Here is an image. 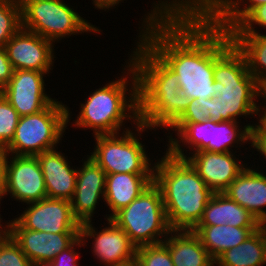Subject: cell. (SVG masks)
<instances>
[{
	"mask_svg": "<svg viewBox=\"0 0 266 266\" xmlns=\"http://www.w3.org/2000/svg\"><path fill=\"white\" fill-rule=\"evenodd\" d=\"M158 2L144 15L140 39L175 72L189 99L214 98V22L194 6Z\"/></svg>",
	"mask_w": 266,
	"mask_h": 266,
	"instance_id": "obj_1",
	"label": "cell"
},
{
	"mask_svg": "<svg viewBox=\"0 0 266 266\" xmlns=\"http://www.w3.org/2000/svg\"><path fill=\"white\" fill-rule=\"evenodd\" d=\"M136 46L129 58L138 76L139 123L135 131L137 136L157 127L168 131L188 108L190 99L180 91L175 72L140 38Z\"/></svg>",
	"mask_w": 266,
	"mask_h": 266,
	"instance_id": "obj_2",
	"label": "cell"
},
{
	"mask_svg": "<svg viewBox=\"0 0 266 266\" xmlns=\"http://www.w3.org/2000/svg\"><path fill=\"white\" fill-rule=\"evenodd\" d=\"M214 80L215 96L208 99L210 119L237 121L238 116L259 115L260 106L255 100L259 98V83L249 73L244 55L229 33L215 23Z\"/></svg>",
	"mask_w": 266,
	"mask_h": 266,
	"instance_id": "obj_3",
	"label": "cell"
},
{
	"mask_svg": "<svg viewBox=\"0 0 266 266\" xmlns=\"http://www.w3.org/2000/svg\"><path fill=\"white\" fill-rule=\"evenodd\" d=\"M165 152L154 163L153 182L161 190L171 229L193 230L214 192L186 159Z\"/></svg>",
	"mask_w": 266,
	"mask_h": 266,
	"instance_id": "obj_4",
	"label": "cell"
},
{
	"mask_svg": "<svg viewBox=\"0 0 266 266\" xmlns=\"http://www.w3.org/2000/svg\"><path fill=\"white\" fill-rule=\"evenodd\" d=\"M126 63V74L132 76L131 83H128L129 80L127 81V76L123 73L125 77L108 82L90 93L85 102L80 104V112L73 123L75 127L91 128L94 131L93 136L117 133L120 135L119 131L126 118L132 119L133 125L139 123L138 76L133 64L130 61Z\"/></svg>",
	"mask_w": 266,
	"mask_h": 266,
	"instance_id": "obj_5",
	"label": "cell"
},
{
	"mask_svg": "<svg viewBox=\"0 0 266 266\" xmlns=\"http://www.w3.org/2000/svg\"><path fill=\"white\" fill-rule=\"evenodd\" d=\"M111 220L124 230L137 248L162 243L172 231L161 190L154 182Z\"/></svg>",
	"mask_w": 266,
	"mask_h": 266,
	"instance_id": "obj_6",
	"label": "cell"
},
{
	"mask_svg": "<svg viewBox=\"0 0 266 266\" xmlns=\"http://www.w3.org/2000/svg\"><path fill=\"white\" fill-rule=\"evenodd\" d=\"M238 123L239 120L217 122L212 119L200 123H173L168 129L175 131L178 137L173 139L172 134L167 136V151L174 157L185 159L187 154L180 145L183 143V146L188 144L186 148L191 147L193 152L189 155L200 151L232 152L229 149L234 145L249 141V129L253 126L248 123L242 130Z\"/></svg>",
	"mask_w": 266,
	"mask_h": 266,
	"instance_id": "obj_7",
	"label": "cell"
},
{
	"mask_svg": "<svg viewBox=\"0 0 266 266\" xmlns=\"http://www.w3.org/2000/svg\"><path fill=\"white\" fill-rule=\"evenodd\" d=\"M70 113L67 106L55 100L35 114L21 116L5 153L36 156L57 147L71 120Z\"/></svg>",
	"mask_w": 266,
	"mask_h": 266,
	"instance_id": "obj_8",
	"label": "cell"
},
{
	"mask_svg": "<svg viewBox=\"0 0 266 266\" xmlns=\"http://www.w3.org/2000/svg\"><path fill=\"white\" fill-rule=\"evenodd\" d=\"M22 28L51 42L79 33H100L63 0H25L21 9Z\"/></svg>",
	"mask_w": 266,
	"mask_h": 266,
	"instance_id": "obj_9",
	"label": "cell"
},
{
	"mask_svg": "<svg viewBox=\"0 0 266 266\" xmlns=\"http://www.w3.org/2000/svg\"><path fill=\"white\" fill-rule=\"evenodd\" d=\"M92 158L106 174L154 173V164L146 154L145 145L130 128L122 134L95 135ZM152 166V167H151Z\"/></svg>",
	"mask_w": 266,
	"mask_h": 266,
	"instance_id": "obj_10",
	"label": "cell"
},
{
	"mask_svg": "<svg viewBox=\"0 0 266 266\" xmlns=\"http://www.w3.org/2000/svg\"><path fill=\"white\" fill-rule=\"evenodd\" d=\"M9 155L5 159V196L27 205L47 198L46 185L36 156Z\"/></svg>",
	"mask_w": 266,
	"mask_h": 266,
	"instance_id": "obj_11",
	"label": "cell"
},
{
	"mask_svg": "<svg viewBox=\"0 0 266 266\" xmlns=\"http://www.w3.org/2000/svg\"><path fill=\"white\" fill-rule=\"evenodd\" d=\"M24 229L47 233H80V222L74 217L71 201L44 198L30 203L14 218Z\"/></svg>",
	"mask_w": 266,
	"mask_h": 266,
	"instance_id": "obj_12",
	"label": "cell"
},
{
	"mask_svg": "<svg viewBox=\"0 0 266 266\" xmlns=\"http://www.w3.org/2000/svg\"><path fill=\"white\" fill-rule=\"evenodd\" d=\"M49 72L14 70L8 84L0 91L18 115L35 114L55 100L45 91V77Z\"/></svg>",
	"mask_w": 266,
	"mask_h": 266,
	"instance_id": "obj_13",
	"label": "cell"
},
{
	"mask_svg": "<svg viewBox=\"0 0 266 266\" xmlns=\"http://www.w3.org/2000/svg\"><path fill=\"white\" fill-rule=\"evenodd\" d=\"M54 44L22 27L6 43L5 49L14 70L50 72L54 65ZM54 60V61H53Z\"/></svg>",
	"mask_w": 266,
	"mask_h": 266,
	"instance_id": "obj_14",
	"label": "cell"
},
{
	"mask_svg": "<svg viewBox=\"0 0 266 266\" xmlns=\"http://www.w3.org/2000/svg\"><path fill=\"white\" fill-rule=\"evenodd\" d=\"M107 227L96 232L92 222L80 225V237L83 241L93 238V255L105 266H114L129 262L136 258L137 247L132 243L123 229L119 228L111 219L107 220ZM95 253V254H94Z\"/></svg>",
	"mask_w": 266,
	"mask_h": 266,
	"instance_id": "obj_15",
	"label": "cell"
},
{
	"mask_svg": "<svg viewBox=\"0 0 266 266\" xmlns=\"http://www.w3.org/2000/svg\"><path fill=\"white\" fill-rule=\"evenodd\" d=\"M234 154L200 151L185 159L214 193H224L247 166L238 161Z\"/></svg>",
	"mask_w": 266,
	"mask_h": 266,
	"instance_id": "obj_16",
	"label": "cell"
},
{
	"mask_svg": "<svg viewBox=\"0 0 266 266\" xmlns=\"http://www.w3.org/2000/svg\"><path fill=\"white\" fill-rule=\"evenodd\" d=\"M11 236L20 245L25 256L33 263L51 262L60 252L70 247L80 233H47L24 229L11 220Z\"/></svg>",
	"mask_w": 266,
	"mask_h": 266,
	"instance_id": "obj_17",
	"label": "cell"
},
{
	"mask_svg": "<svg viewBox=\"0 0 266 266\" xmlns=\"http://www.w3.org/2000/svg\"><path fill=\"white\" fill-rule=\"evenodd\" d=\"M83 162L82 167L77 168L76 188L71 200L73 215L80 224L92 221L99 199H104L107 177L92 158L87 157Z\"/></svg>",
	"mask_w": 266,
	"mask_h": 266,
	"instance_id": "obj_18",
	"label": "cell"
},
{
	"mask_svg": "<svg viewBox=\"0 0 266 266\" xmlns=\"http://www.w3.org/2000/svg\"><path fill=\"white\" fill-rule=\"evenodd\" d=\"M44 176L47 197L71 201L75 193L77 169L56 148L36 155Z\"/></svg>",
	"mask_w": 266,
	"mask_h": 266,
	"instance_id": "obj_19",
	"label": "cell"
},
{
	"mask_svg": "<svg viewBox=\"0 0 266 266\" xmlns=\"http://www.w3.org/2000/svg\"><path fill=\"white\" fill-rule=\"evenodd\" d=\"M224 193L266 225V174L246 167Z\"/></svg>",
	"mask_w": 266,
	"mask_h": 266,
	"instance_id": "obj_20",
	"label": "cell"
},
{
	"mask_svg": "<svg viewBox=\"0 0 266 266\" xmlns=\"http://www.w3.org/2000/svg\"><path fill=\"white\" fill-rule=\"evenodd\" d=\"M171 3L174 6H194L219 28L229 32L255 7L265 4L266 0H172Z\"/></svg>",
	"mask_w": 266,
	"mask_h": 266,
	"instance_id": "obj_21",
	"label": "cell"
},
{
	"mask_svg": "<svg viewBox=\"0 0 266 266\" xmlns=\"http://www.w3.org/2000/svg\"><path fill=\"white\" fill-rule=\"evenodd\" d=\"M154 173L107 174L104 202L111 210L105 219H111L118 211L127 207L153 183Z\"/></svg>",
	"mask_w": 266,
	"mask_h": 266,
	"instance_id": "obj_22",
	"label": "cell"
},
{
	"mask_svg": "<svg viewBox=\"0 0 266 266\" xmlns=\"http://www.w3.org/2000/svg\"><path fill=\"white\" fill-rule=\"evenodd\" d=\"M236 227H262L263 225L244 207L231 200L225 193H214L205 206L197 226L224 225Z\"/></svg>",
	"mask_w": 266,
	"mask_h": 266,
	"instance_id": "obj_23",
	"label": "cell"
},
{
	"mask_svg": "<svg viewBox=\"0 0 266 266\" xmlns=\"http://www.w3.org/2000/svg\"><path fill=\"white\" fill-rule=\"evenodd\" d=\"M174 266H215V261L193 230H172L163 241Z\"/></svg>",
	"mask_w": 266,
	"mask_h": 266,
	"instance_id": "obj_24",
	"label": "cell"
},
{
	"mask_svg": "<svg viewBox=\"0 0 266 266\" xmlns=\"http://www.w3.org/2000/svg\"><path fill=\"white\" fill-rule=\"evenodd\" d=\"M260 227H236L224 225L196 226L193 231L215 261L225 251L242 244Z\"/></svg>",
	"mask_w": 266,
	"mask_h": 266,
	"instance_id": "obj_25",
	"label": "cell"
},
{
	"mask_svg": "<svg viewBox=\"0 0 266 266\" xmlns=\"http://www.w3.org/2000/svg\"><path fill=\"white\" fill-rule=\"evenodd\" d=\"M218 266H263L266 264V225L260 227L242 244L222 253Z\"/></svg>",
	"mask_w": 266,
	"mask_h": 266,
	"instance_id": "obj_26",
	"label": "cell"
},
{
	"mask_svg": "<svg viewBox=\"0 0 266 266\" xmlns=\"http://www.w3.org/2000/svg\"><path fill=\"white\" fill-rule=\"evenodd\" d=\"M244 55L249 73L258 83L266 80V34H229Z\"/></svg>",
	"mask_w": 266,
	"mask_h": 266,
	"instance_id": "obj_27",
	"label": "cell"
},
{
	"mask_svg": "<svg viewBox=\"0 0 266 266\" xmlns=\"http://www.w3.org/2000/svg\"><path fill=\"white\" fill-rule=\"evenodd\" d=\"M20 116L0 92V151L6 152L14 137Z\"/></svg>",
	"mask_w": 266,
	"mask_h": 266,
	"instance_id": "obj_28",
	"label": "cell"
},
{
	"mask_svg": "<svg viewBox=\"0 0 266 266\" xmlns=\"http://www.w3.org/2000/svg\"><path fill=\"white\" fill-rule=\"evenodd\" d=\"M136 259L139 266H174L169 248L164 242L138 247Z\"/></svg>",
	"mask_w": 266,
	"mask_h": 266,
	"instance_id": "obj_29",
	"label": "cell"
},
{
	"mask_svg": "<svg viewBox=\"0 0 266 266\" xmlns=\"http://www.w3.org/2000/svg\"><path fill=\"white\" fill-rule=\"evenodd\" d=\"M21 27V8L0 4V47H5Z\"/></svg>",
	"mask_w": 266,
	"mask_h": 266,
	"instance_id": "obj_30",
	"label": "cell"
},
{
	"mask_svg": "<svg viewBox=\"0 0 266 266\" xmlns=\"http://www.w3.org/2000/svg\"><path fill=\"white\" fill-rule=\"evenodd\" d=\"M20 245L10 236L0 243V266H33Z\"/></svg>",
	"mask_w": 266,
	"mask_h": 266,
	"instance_id": "obj_31",
	"label": "cell"
},
{
	"mask_svg": "<svg viewBox=\"0 0 266 266\" xmlns=\"http://www.w3.org/2000/svg\"><path fill=\"white\" fill-rule=\"evenodd\" d=\"M266 28V3L255 7L229 34H255V25Z\"/></svg>",
	"mask_w": 266,
	"mask_h": 266,
	"instance_id": "obj_32",
	"label": "cell"
},
{
	"mask_svg": "<svg viewBox=\"0 0 266 266\" xmlns=\"http://www.w3.org/2000/svg\"><path fill=\"white\" fill-rule=\"evenodd\" d=\"M207 119H210L208 99L204 101L190 99L188 108L174 123H200Z\"/></svg>",
	"mask_w": 266,
	"mask_h": 266,
	"instance_id": "obj_33",
	"label": "cell"
},
{
	"mask_svg": "<svg viewBox=\"0 0 266 266\" xmlns=\"http://www.w3.org/2000/svg\"><path fill=\"white\" fill-rule=\"evenodd\" d=\"M85 242L79 237L70 247L60 252L51 263L53 266H78L79 253L75 251L76 246L81 247ZM82 244V245H81Z\"/></svg>",
	"mask_w": 266,
	"mask_h": 266,
	"instance_id": "obj_34",
	"label": "cell"
},
{
	"mask_svg": "<svg viewBox=\"0 0 266 266\" xmlns=\"http://www.w3.org/2000/svg\"><path fill=\"white\" fill-rule=\"evenodd\" d=\"M258 123L253 124L249 129L250 146L255 148L266 159V125L258 119Z\"/></svg>",
	"mask_w": 266,
	"mask_h": 266,
	"instance_id": "obj_35",
	"label": "cell"
},
{
	"mask_svg": "<svg viewBox=\"0 0 266 266\" xmlns=\"http://www.w3.org/2000/svg\"><path fill=\"white\" fill-rule=\"evenodd\" d=\"M14 69L8 59L5 47H0V91L8 84Z\"/></svg>",
	"mask_w": 266,
	"mask_h": 266,
	"instance_id": "obj_36",
	"label": "cell"
},
{
	"mask_svg": "<svg viewBox=\"0 0 266 266\" xmlns=\"http://www.w3.org/2000/svg\"><path fill=\"white\" fill-rule=\"evenodd\" d=\"M5 159L6 153L0 151V201L5 196Z\"/></svg>",
	"mask_w": 266,
	"mask_h": 266,
	"instance_id": "obj_37",
	"label": "cell"
},
{
	"mask_svg": "<svg viewBox=\"0 0 266 266\" xmlns=\"http://www.w3.org/2000/svg\"><path fill=\"white\" fill-rule=\"evenodd\" d=\"M93 5H95V8L101 9L106 11L109 8H113L115 5L117 6L119 2L123 0H92Z\"/></svg>",
	"mask_w": 266,
	"mask_h": 266,
	"instance_id": "obj_38",
	"label": "cell"
},
{
	"mask_svg": "<svg viewBox=\"0 0 266 266\" xmlns=\"http://www.w3.org/2000/svg\"><path fill=\"white\" fill-rule=\"evenodd\" d=\"M1 217H0V243L6 241L11 236V220L5 225V227L1 224ZM3 226V227H2ZM4 230H3V229Z\"/></svg>",
	"mask_w": 266,
	"mask_h": 266,
	"instance_id": "obj_39",
	"label": "cell"
},
{
	"mask_svg": "<svg viewBox=\"0 0 266 266\" xmlns=\"http://www.w3.org/2000/svg\"><path fill=\"white\" fill-rule=\"evenodd\" d=\"M259 96L266 102V80L262 81L261 83H259ZM263 108L259 107V115L266 114V105L262 106ZM261 110V111H260Z\"/></svg>",
	"mask_w": 266,
	"mask_h": 266,
	"instance_id": "obj_40",
	"label": "cell"
},
{
	"mask_svg": "<svg viewBox=\"0 0 266 266\" xmlns=\"http://www.w3.org/2000/svg\"><path fill=\"white\" fill-rule=\"evenodd\" d=\"M25 0H0V4L12 5L22 9Z\"/></svg>",
	"mask_w": 266,
	"mask_h": 266,
	"instance_id": "obj_41",
	"label": "cell"
},
{
	"mask_svg": "<svg viewBox=\"0 0 266 266\" xmlns=\"http://www.w3.org/2000/svg\"><path fill=\"white\" fill-rule=\"evenodd\" d=\"M114 266H139V263H138L137 259L134 258L129 262H125V263L114 265Z\"/></svg>",
	"mask_w": 266,
	"mask_h": 266,
	"instance_id": "obj_42",
	"label": "cell"
},
{
	"mask_svg": "<svg viewBox=\"0 0 266 266\" xmlns=\"http://www.w3.org/2000/svg\"><path fill=\"white\" fill-rule=\"evenodd\" d=\"M33 266H53L51 262H41L38 264H34Z\"/></svg>",
	"mask_w": 266,
	"mask_h": 266,
	"instance_id": "obj_43",
	"label": "cell"
},
{
	"mask_svg": "<svg viewBox=\"0 0 266 266\" xmlns=\"http://www.w3.org/2000/svg\"><path fill=\"white\" fill-rule=\"evenodd\" d=\"M259 119L266 125V114L259 115Z\"/></svg>",
	"mask_w": 266,
	"mask_h": 266,
	"instance_id": "obj_44",
	"label": "cell"
}]
</instances>
